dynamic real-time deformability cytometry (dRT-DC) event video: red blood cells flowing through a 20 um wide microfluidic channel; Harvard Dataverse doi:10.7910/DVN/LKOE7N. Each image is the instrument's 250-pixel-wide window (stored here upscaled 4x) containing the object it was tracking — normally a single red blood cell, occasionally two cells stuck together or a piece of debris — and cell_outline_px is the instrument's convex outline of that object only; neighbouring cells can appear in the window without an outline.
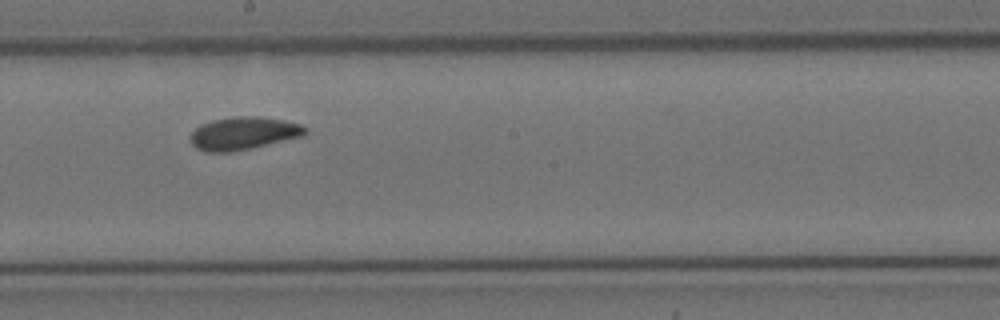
{"species": "Egyptian fruit bat (a non-hibernating species)", "species_latin": "Rousettus aegyptiacus", "temperature_condition": "cold", "stored_images_in_passage": 7, "camera_frame_rate_fps": 3000, "um_per_image_px": 0.085, "animal": {"sex": "female"}, "frame": {"image": 1, "passage_image": 6, "time_ms": 1.667, "image_size_px": [1000, 320], "cell_outline_px": [[308, 132], [304, 136], [252, 148], [228, 152], [204, 152], [196, 148], [192, 144], [192, 132], [200, 124], [212, 120], [236, 116], [260, 116], [284, 120], [300, 124], [308, 128]], "centroid_in_image_um": [20.73, 11.33], "position_along_channel_um": 227.5, "area_um2": 22.08}}
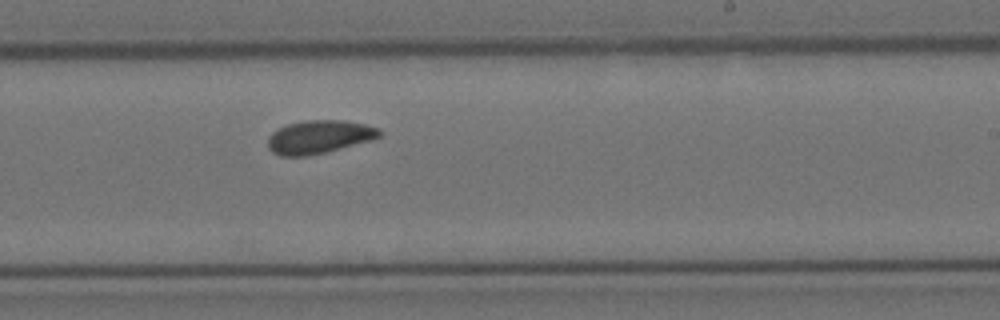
{"frame": {"image": 2, "passage_image": 7, "time_ms": 2.0, "image_size_px": [1000, 320], "cell_outline_px": [[380, 136], [372, 140], [308, 156], [280, 156], [272, 152], [268, 148], [268, 136], [272, 132], [288, 124], [304, 120], [344, 120], [364, 124], [380, 128]], "centroid_in_image_um": [27.1, 11.63], "position_along_channel_um": 261.9, "area_um2": 21.56}}